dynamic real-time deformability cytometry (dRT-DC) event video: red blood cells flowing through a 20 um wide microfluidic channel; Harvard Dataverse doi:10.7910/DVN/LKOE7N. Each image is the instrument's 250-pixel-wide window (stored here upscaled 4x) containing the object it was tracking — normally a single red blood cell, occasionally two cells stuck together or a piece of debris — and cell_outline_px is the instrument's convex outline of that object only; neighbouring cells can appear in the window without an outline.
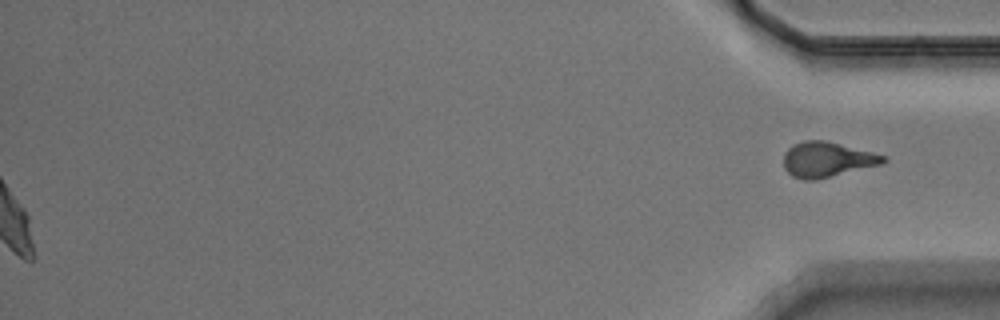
{"species": "Egyptian fruit bat (a non-hibernating species)", "species_latin": "Rousettus aegyptiacus", "temperature_condition": "warm", "stored_images_in_passage": 57, "segment_of_instrument_passage": [2, 2], "camera_frame_rate_fps": 3000, "um_per_image_px": 0.085, "animal": {"sex": "male"}, "frame": {"image": 1, "passage_image": 57, "time_ms": 18.667, "image_size_px": [1000, 320], "cell_outline_px": [[888, 160], [884, 164], [816, 180], [804, 180], [792, 176], [784, 168], [784, 152], [792, 144], [804, 140], [824, 140], [888, 156]], "centroid_in_image_um": [70.32, 13.56], "position_along_channel_um": 364.9, "area_um2": 20.63}}